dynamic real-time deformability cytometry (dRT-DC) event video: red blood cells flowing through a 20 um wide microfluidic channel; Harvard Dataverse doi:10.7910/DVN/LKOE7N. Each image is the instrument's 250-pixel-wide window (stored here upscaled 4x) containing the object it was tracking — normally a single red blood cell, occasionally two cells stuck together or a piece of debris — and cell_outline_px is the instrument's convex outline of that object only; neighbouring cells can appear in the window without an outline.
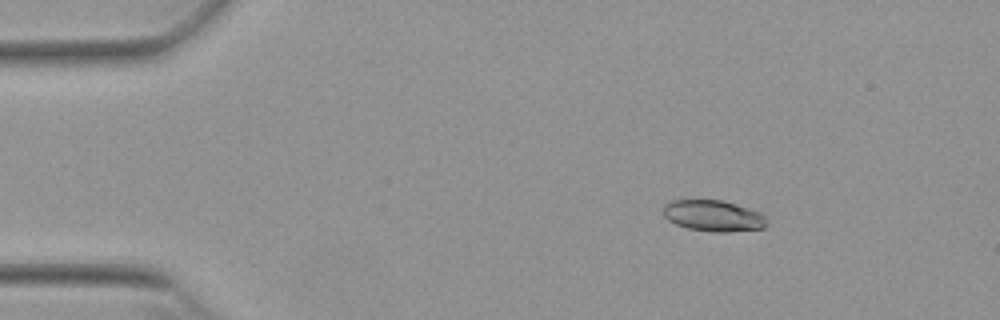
{"species": "Egyptian fruit bat (a non-hibernating species)", "species_latin": "Rousettus aegyptiacus", "temperature_condition": "warm", "stored_images_in_passage": 53, "camera_frame_rate_fps": 3000, "um_per_image_px": 0.085, "animal": {"sex": "female"}, "frame": {"image": 1, "passage_image": 8, "time_ms": 2.333, "image_size_px": [1000, 320], "cell_outline_px": [[768, 224], [764, 228], [728, 232], [712, 232], [688, 228], [676, 224], [668, 220], [664, 216], [664, 204], [672, 200], [724, 200], [760, 212], [764, 216]], "centroid_in_image_um": [60.64, 18.34], "position_along_channel_um": 24.4, "area_um2": 18.84}}
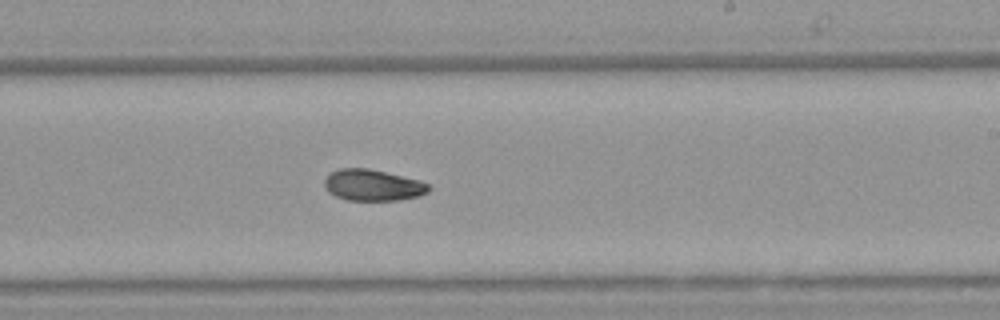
{"frame": {"image": 2, "passage_image": 32, "time_ms": 10.333, "image_size_px": [1000, 320], "cell_outline_px": [[432, 188], [428, 192], [420, 196], [396, 200], [348, 200], [336, 196], [328, 192], [324, 184], [324, 180], [332, 172], [340, 168], [368, 168], [420, 180], [428, 184]], "centroid_in_image_um": [31.71, 15.74], "position_along_channel_um": 257.3, "area_um2": 18.96}}
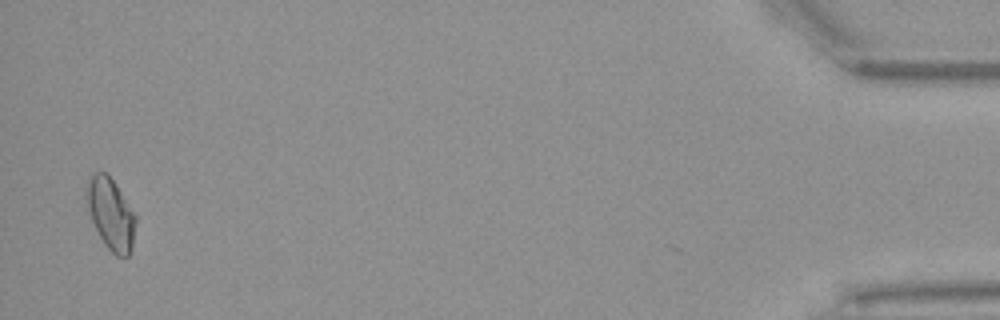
{"frame": {"image": 3, "passage_image": 52, "time_ms": 17.0, "image_size_px": [1000, 320], "cell_outline_px": [[136, 220], [132, 248], [128, 256], [116, 256], [104, 244], [92, 220], [84, 196], [88, 176], [92, 172], [104, 172], [116, 184], [136, 216]], "centroid_in_image_um": [9.39, 18.15], "position_along_channel_um": 425.8, "area_um2": 20.4}, "authors_computed_cell_mechanics": {"area_um2": 19.4208, "velocity_mm_per_s": 3.8559, "shape_relaxation_time_tau1_ms": 7.081, "shape_relaxation_time_tau2_ms": null, "deformation_change_tau1": 0.1579, "deformation_change_tau2": null}}